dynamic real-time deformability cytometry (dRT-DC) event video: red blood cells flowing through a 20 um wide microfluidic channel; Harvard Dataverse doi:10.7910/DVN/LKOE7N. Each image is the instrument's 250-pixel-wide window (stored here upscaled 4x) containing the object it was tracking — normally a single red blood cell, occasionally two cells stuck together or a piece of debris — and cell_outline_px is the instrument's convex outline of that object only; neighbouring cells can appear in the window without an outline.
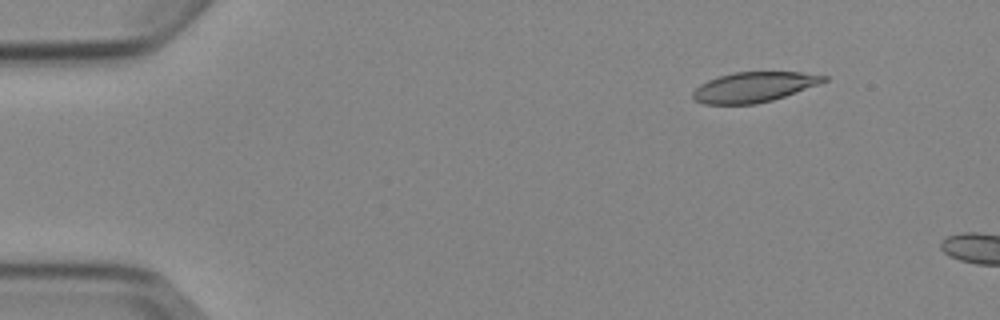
{"species": "Egyptian fruit bat (a non-hibernating species)", "species_latin": "Rousettus aegyptiacus", "temperature_condition": "cold", "stored_images_in_passage": 3, "camera_frame_rate_fps": 3000, "um_per_image_px": 0.085, "animal": {"sex": "female"}, "frame": {"image": 1, "passage_image": 2, "time_ms": 1.333, "image_size_px": [1000, 320], "cell_outline_px": [[828, 80], [820, 84], [772, 100], [756, 104], [704, 104], [692, 100], [692, 92], [700, 84], [708, 80], [732, 72], [800, 72], [828, 76]], "centroid_in_image_um": [64.06, 7.4], "position_along_channel_um": 20.9, "area_um2": 23.0}}